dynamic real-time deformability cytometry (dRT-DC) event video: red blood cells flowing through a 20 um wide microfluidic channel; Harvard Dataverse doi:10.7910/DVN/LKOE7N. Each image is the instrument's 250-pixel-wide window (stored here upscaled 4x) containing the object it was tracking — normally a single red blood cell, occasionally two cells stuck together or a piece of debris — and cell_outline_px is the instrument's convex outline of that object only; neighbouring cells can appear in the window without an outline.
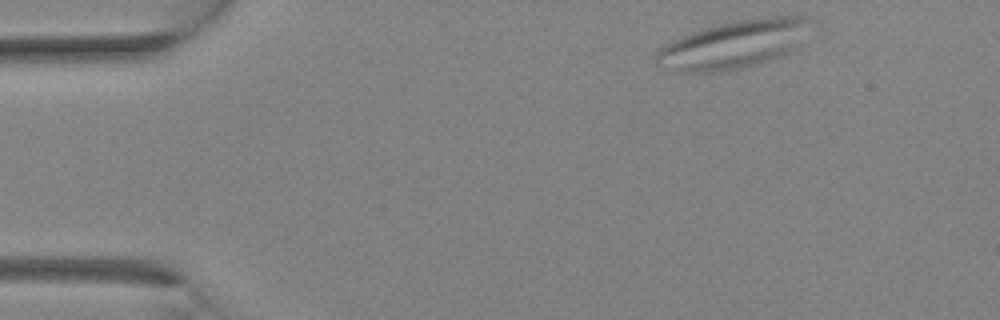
{"species": "Egyptian fruit bat (a non-hibernating species)", "species_latin": "Rousettus aegyptiacus", "temperature_condition": "room temperature", "stored_images_in_passage": 8, "camera_frame_rate_fps": 3000, "um_per_image_px": 0.085, "animal": {"sex": "female"}, "frame": {"image": 1, "passage_image": 1, "time_ms": 0.0, "image_size_px": [1000, 320], "cell_outline_px": [[808, 20], [796, 52], [772, 60], [740, 68], [712, 72], [672, 72], [656, 64], [656, 56], [660, 48], [664, 44], [680, 36], [704, 28], [720, 24], [740, 20], [776, 16], [804, 16]], "centroid_in_image_um": [62.31, 3.81], "position_along_channel_um": 22.7, "area_um2": 42.83}}
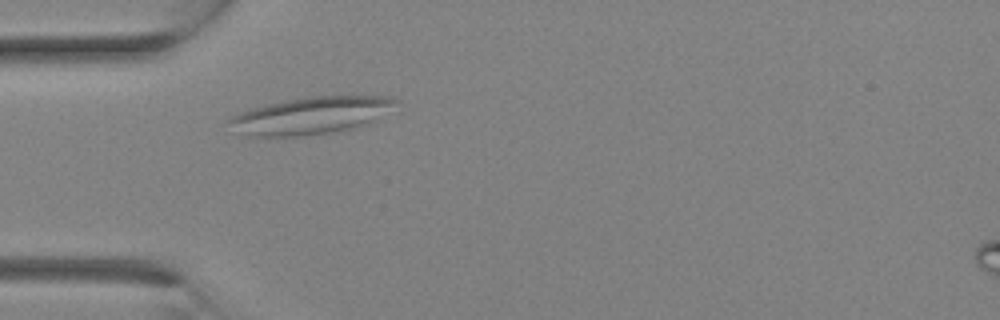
{"frame": {"image": 2, "passage_image": 6, "time_ms": 1.667, "image_size_px": [1000, 320], "cell_outline_px": [[400, 100], [356, 128], [332, 132], [304, 136], [252, 136], [228, 120], [232, 116], [252, 108], [268, 104], [308, 96], [392, 96]], "centroid_in_image_um": [26.46, 9.8], "position_along_channel_um": 58.5, "area_um2": 34.51}}